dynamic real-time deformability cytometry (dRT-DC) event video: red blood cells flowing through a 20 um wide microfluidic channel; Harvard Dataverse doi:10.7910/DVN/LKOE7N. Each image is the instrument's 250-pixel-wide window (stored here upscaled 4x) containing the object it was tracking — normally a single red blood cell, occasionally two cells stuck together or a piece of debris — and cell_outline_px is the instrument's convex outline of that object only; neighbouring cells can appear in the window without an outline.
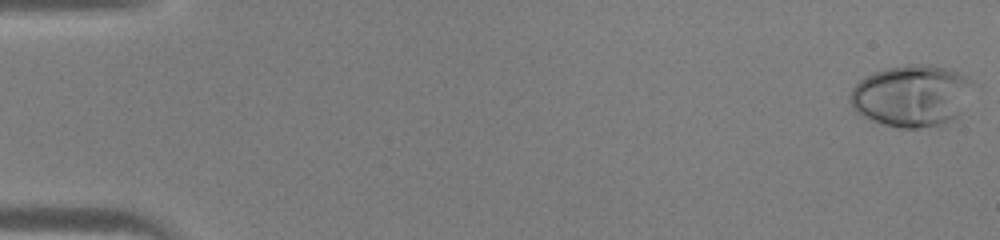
{"species": "human", "species_latin": "Homo sapiens", "temperature_condition": "warm", "stored_images_in_passage": 45, "camera_frame_rate_fps": 3000, "um_per_image_px": 0.085, "donor": {"sex": "male"}, "frame": {"image": 1, "passage_image": 1, "time_ms": 0.0, "image_size_px": [1000, 240], "cell_outline_px": [[972, 80], [960, 112], [952, 120], [940, 128], [900, 128], [884, 124], [872, 120], [856, 112], [852, 108], [852, 88], [860, 80], [876, 72], [888, 68], [908, 64], [928, 64], [944, 68], [956, 72]], "centroid_in_image_um": [77.47, 8.17], "position_along_channel_um": 7.5, "area_um2": 43.52}}
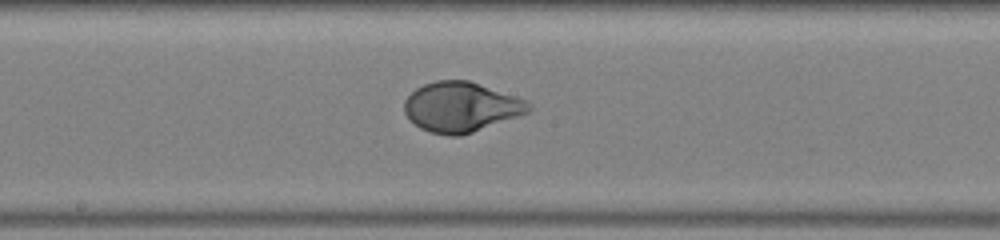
{"frame": {"image": 2, "passage_image": 25, "time_ms": 8.0, "image_size_px": [1000, 240], "cell_outline_px": [[532, 108], [528, 112], [472, 132], [460, 136], [448, 136], [432, 132], [420, 128], [404, 112], [404, 100], [416, 88], [424, 84], [436, 80], [468, 80], [528, 100], [532, 104]], "centroid_in_image_um": [39.19, 9.08], "position_along_channel_um": 209.0, "area_um2": 35.89}}
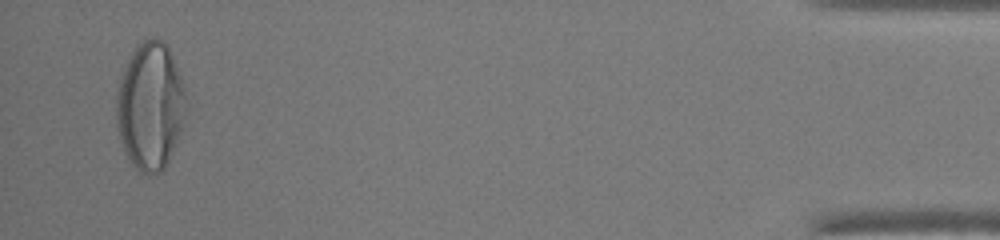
{"frame": {"image": 3, "passage_image": 44, "time_ms": 14.333, "image_size_px": [1000, 240], "cell_outline_px": [[188, 112], [176, 144], [164, 168], [160, 172], [140, 172], [132, 164], [124, 152], [116, 128], [116, 92], [120, 76], [136, 44], [140, 40], [152, 36], [156, 36], [164, 40], [168, 44], [184, 84], [188, 108]], "centroid_in_image_um": [12.78, 8.95], "position_along_channel_um": 422.4, "area_um2": 52.83}}